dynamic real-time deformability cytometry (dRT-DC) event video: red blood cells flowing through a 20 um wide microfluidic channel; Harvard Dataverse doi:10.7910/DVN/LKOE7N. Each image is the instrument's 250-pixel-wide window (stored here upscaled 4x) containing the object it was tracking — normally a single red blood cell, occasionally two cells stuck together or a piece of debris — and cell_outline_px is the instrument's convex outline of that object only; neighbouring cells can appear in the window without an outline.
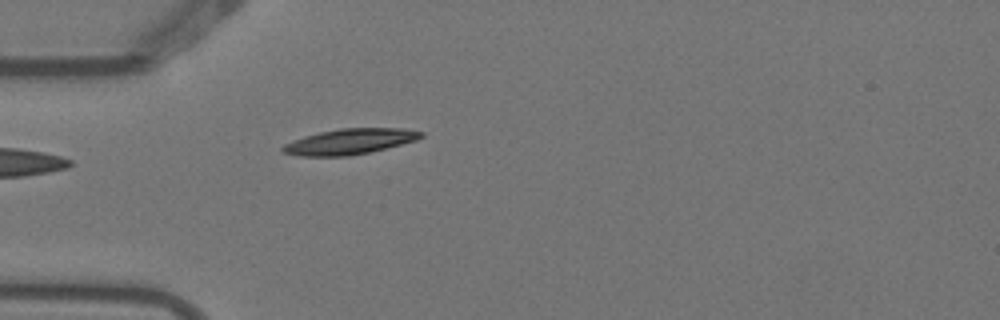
{"species": "Egyptian fruit bat (a non-hibernating species)", "species_latin": "Rousettus aegyptiacus", "temperature_condition": "warm", "stored_images_in_passage": 5, "camera_frame_rate_fps": 3000, "um_per_image_px": 0.085, "animal": {"sex": "female"}, "frame": {"image": 1, "passage_image": 5, "time_ms": 1.333, "image_size_px": [1000, 320], "cell_outline_px": [[424, 136], [416, 140], [368, 152], [348, 156], [300, 156], [280, 152], [280, 148], [284, 144], [292, 140], [304, 136], [320, 132], [340, 128], [404, 128], [424, 132]], "centroid_in_image_um": [29.68, 12.03], "position_along_channel_um": 55.3, "area_um2": 20.58}}